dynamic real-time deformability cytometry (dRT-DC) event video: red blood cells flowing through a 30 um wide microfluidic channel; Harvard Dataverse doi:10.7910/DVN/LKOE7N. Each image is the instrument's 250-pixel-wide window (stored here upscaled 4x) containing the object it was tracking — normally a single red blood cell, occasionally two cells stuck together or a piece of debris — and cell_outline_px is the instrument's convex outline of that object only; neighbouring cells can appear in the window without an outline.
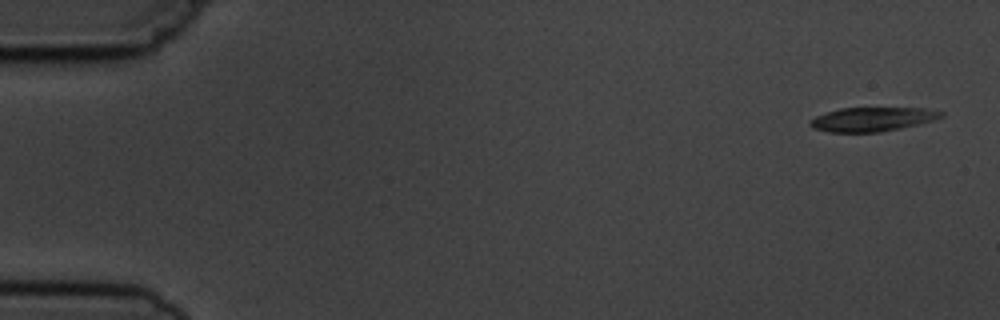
{"species": "common noctule bat (a hibernating species)", "species_latin": "Nyctalus noctula", "temperature_condition": "cold", "stored_images_in_passage": 4, "camera_frame_rate_fps": 3000, "um_per_image_px": 0.085, "animal": {"sex": "male", "body_mass_g": 19.5, "forearm_length_mm": 54.6}, "frame": {"image": 1, "passage_image": 1, "time_ms": 0.0, "image_size_px": [1000, 320], "cell_outline_px": [[944, 116], [932, 120], [900, 128], [880, 132], [828, 132], [812, 128], [808, 124], [808, 120], [816, 116], [840, 108], [924, 108], [944, 112]], "centroid_in_image_um": [74.09, 10.14], "position_along_channel_um": 10.9, "area_um2": 18.26}}